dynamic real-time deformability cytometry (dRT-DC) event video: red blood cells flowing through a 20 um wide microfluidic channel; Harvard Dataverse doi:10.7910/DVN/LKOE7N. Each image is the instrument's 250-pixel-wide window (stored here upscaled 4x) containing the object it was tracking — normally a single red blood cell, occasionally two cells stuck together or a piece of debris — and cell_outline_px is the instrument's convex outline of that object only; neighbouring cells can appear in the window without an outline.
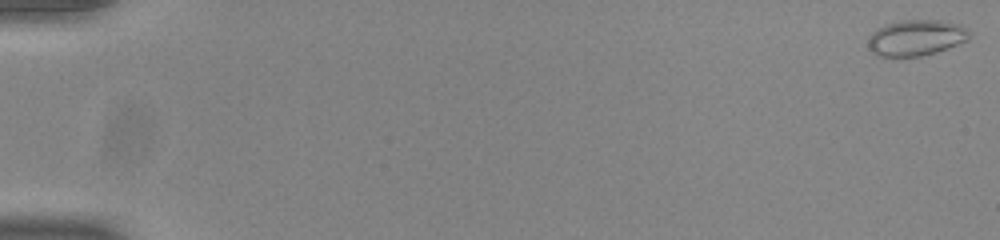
{"species": "common noctule bat (a hibernating species)", "species_latin": "Nyctalus noctula", "temperature_condition": "room temperature", "stored_images_in_passage": 54, "camera_frame_rate_fps": 3000, "um_per_image_px": 0.085, "animal": {"sex": "male", "body_mass_g": 20.0, "forearm_length_mm": 53.3}, "frame": {"image": 1, "passage_image": 1, "time_ms": 0.0, "image_size_px": [1000, 240], "cell_outline_px": [[968, 40], [936, 52], [920, 56], [880, 56], [872, 52], [868, 48], [868, 36], [876, 28], [900, 20], [940, 20], [960, 24], [968, 32]], "centroid_in_image_um": [77.82, 3.2], "position_along_channel_um": 7.2, "area_um2": 21.04}}
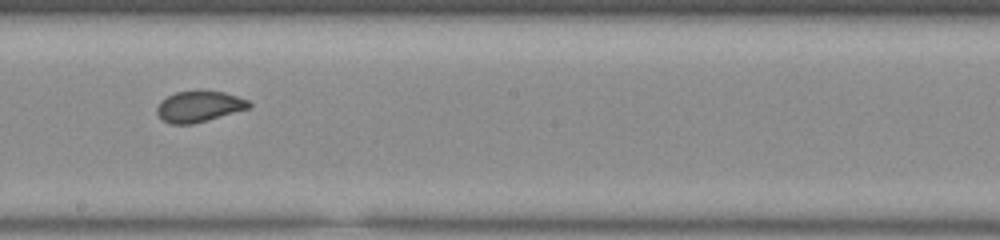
{"frame": {"image": 2, "passage_image": 32, "time_ms": 10.333, "image_size_px": [1000, 240], "cell_outline_px": [[252, 104], [248, 108], [208, 120], [192, 124], [168, 124], [156, 112], [156, 108], [160, 100], [176, 92], [200, 88], [204, 88], [224, 92], [248, 100]], "centroid_in_image_um": [16.9, 9.01], "position_along_channel_um": 231.3, "area_um2": 16.99}}
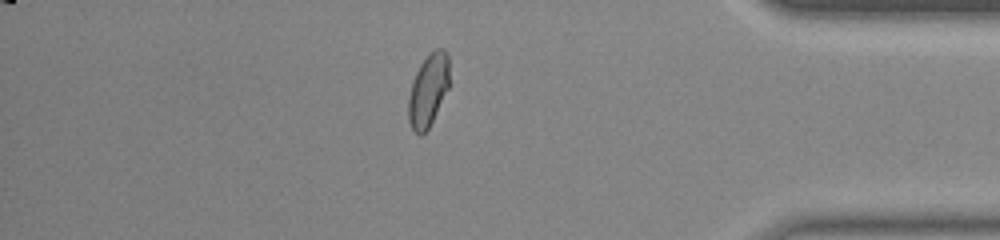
{"frame": {"image": 3, "passage_image": 47, "time_ms": 15.333, "image_size_px": [1000, 240], "cell_outline_px": [[448, 88], [428, 128], [420, 136], [412, 128], [408, 120], [408, 100], [412, 80], [420, 64], [428, 52], [436, 48], [444, 48], [448, 56]], "centroid_in_image_um": [36.38, 7.62], "position_along_channel_um": 398.8, "area_um2": 17.17}}